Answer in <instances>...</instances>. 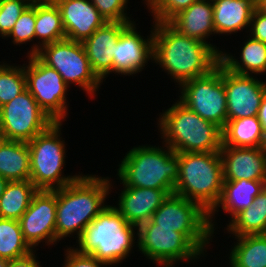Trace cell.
Instances as JSON below:
<instances>
[{
	"label": "cell",
	"mask_w": 266,
	"mask_h": 267,
	"mask_svg": "<svg viewBox=\"0 0 266 267\" xmlns=\"http://www.w3.org/2000/svg\"><path fill=\"white\" fill-rule=\"evenodd\" d=\"M32 251L24 239L19 220L0 218V258L10 261Z\"/></svg>",
	"instance_id": "4dcf8cb0"
},
{
	"label": "cell",
	"mask_w": 266,
	"mask_h": 267,
	"mask_svg": "<svg viewBox=\"0 0 266 267\" xmlns=\"http://www.w3.org/2000/svg\"><path fill=\"white\" fill-rule=\"evenodd\" d=\"M58 6L66 38L83 42L107 21L90 0H53Z\"/></svg>",
	"instance_id": "ac0fdd59"
},
{
	"label": "cell",
	"mask_w": 266,
	"mask_h": 267,
	"mask_svg": "<svg viewBox=\"0 0 266 267\" xmlns=\"http://www.w3.org/2000/svg\"><path fill=\"white\" fill-rule=\"evenodd\" d=\"M53 123L27 89L0 107V129L5 140L29 142Z\"/></svg>",
	"instance_id": "4fadbf2b"
},
{
	"label": "cell",
	"mask_w": 266,
	"mask_h": 267,
	"mask_svg": "<svg viewBox=\"0 0 266 267\" xmlns=\"http://www.w3.org/2000/svg\"><path fill=\"white\" fill-rule=\"evenodd\" d=\"M257 117L259 121L261 122L263 133L266 137V92L262 98Z\"/></svg>",
	"instance_id": "ab89813d"
},
{
	"label": "cell",
	"mask_w": 266,
	"mask_h": 267,
	"mask_svg": "<svg viewBox=\"0 0 266 267\" xmlns=\"http://www.w3.org/2000/svg\"><path fill=\"white\" fill-rule=\"evenodd\" d=\"M231 267H266V234L235 236Z\"/></svg>",
	"instance_id": "f546056e"
},
{
	"label": "cell",
	"mask_w": 266,
	"mask_h": 267,
	"mask_svg": "<svg viewBox=\"0 0 266 267\" xmlns=\"http://www.w3.org/2000/svg\"><path fill=\"white\" fill-rule=\"evenodd\" d=\"M249 30L251 37L266 43V14L257 8L253 12Z\"/></svg>",
	"instance_id": "74e56055"
},
{
	"label": "cell",
	"mask_w": 266,
	"mask_h": 267,
	"mask_svg": "<svg viewBox=\"0 0 266 267\" xmlns=\"http://www.w3.org/2000/svg\"><path fill=\"white\" fill-rule=\"evenodd\" d=\"M148 10L153 15V22H169L182 10L190 7L198 0H145Z\"/></svg>",
	"instance_id": "836d02e7"
},
{
	"label": "cell",
	"mask_w": 266,
	"mask_h": 267,
	"mask_svg": "<svg viewBox=\"0 0 266 267\" xmlns=\"http://www.w3.org/2000/svg\"><path fill=\"white\" fill-rule=\"evenodd\" d=\"M130 23L120 34L113 54V73L134 75L142 71L145 64L153 61V30L147 39Z\"/></svg>",
	"instance_id": "2e32d148"
},
{
	"label": "cell",
	"mask_w": 266,
	"mask_h": 267,
	"mask_svg": "<svg viewBox=\"0 0 266 267\" xmlns=\"http://www.w3.org/2000/svg\"><path fill=\"white\" fill-rule=\"evenodd\" d=\"M0 176L8 181L30 180V151L27 142L0 143Z\"/></svg>",
	"instance_id": "d4e9b609"
},
{
	"label": "cell",
	"mask_w": 266,
	"mask_h": 267,
	"mask_svg": "<svg viewBox=\"0 0 266 267\" xmlns=\"http://www.w3.org/2000/svg\"><path fill=\"white\" fill-rule=\"evenodd\" d=\"M223 187L219 152L179 153V176L174 193L199 204L210 213L220 200Z\"/></svg>",
	"instance_id": "8992f818"
},
{
	"label": "cell",
	"mask_w": 266,
	"mask_h": 267,
	"mask_svg": "<svg viewBox=\"0 0 266 267\" xmlns=\"http://www.w3.org/2000/svg\"><path fill=\"white\" fill-rule=\"evenodd\" d=\"M222 146L262 147L266 139L257 116L227 120Z\"/></svg>",
	"instance_id": "4316f807"
},
{
	"label": "cell",
	"mask_w": 266,
	"mask_h": 267,
	"mask_svg": "<svg viewBox=\"0 0 266 267\" xmlns=\"http://www.w3.org/2000/svg\"><path fill=\"white\" fill-rule=\"evenodd\" d=\"M151 220L157 228L182 233L204 255L212 239L209 213L199 204L175 193L169 194L154 212Z\"/></svg>",
	"instance_id": "ba28073f"
},
{
	"label": "cell",
	"mask_w": 266,
	"mask_h": 267,
	"mask_svg": "<svg viewBox=\"0 0 266 267\" xmlns=\"http://www.w3.org/2000/svg\"><path fill=\"white\" fill-rule=\"evenodd\" d=\"M9 260L0 258V267H8Z\"/></svg>",
	"instance_id": "7bdbcfd3"
},
{
	"label": "cell",
	"mask_w": 266,
	"mask_h": 267,
	"mask_svg": "<svg viewBox=\"0 0 266 267\" xmlns=\"http://www.w3.org/2000/svg\"><path fill=\"white\" fill-rule=\"evenodd\" d=\"M135 230L138 228L128 223L115 206L108 205L85 227L75 249L110 265L122 263L133 244L138 243Z\"/></svg>",
	"instance_id": "5b68a950"
},
{
	"label": "cell",
	"mask_w": 266,
	"mask_h": 267,
	"mask_svg": "<svg viewBox=\"0 0 266 267\" xmlns=\"http://www.w3.org/2000/svg\"><path fill=\"white\" fill-rule=\"evenodd\" d=\"M168 23L180 34L207 43L219 55L223 52L206 42L211 34H215L212 0H198L175 15Z\"/></svg>",
	"instance_id": "44dd1931"
},
{
	"label": "cell",
	"mask_w": 266,
	"mask_h": 267,
	"mask_svg": "<svg viewBox=\"0 0 266 267\" xmlns=\"http://www.w3.org/2000/svg\"><path fill=\"white\" fill-rule=\"evenodd\" d=\"M35 251L36 250L21 258L10 260L8 267H41L39 261L36 260Z\"/></svg>",
	"instance_id": "f35d334b"
},
{
	"label": "cell",
	"mask_w": 266,
	"mask_h": 267,
	"mask_svg": "<svg viewBox=\"0 0 266 267\" xmlns=\"http://www.w3.org/2000/svg\"><path fill=\"white\" fill-rule=\"evenodd\" d=\"M266 186V181H255L240 179L238 181H223L222 194L215 208L209 213V223L214 234L215 225L213 216L222 207L223 211L231 215L232 220L242 210L248 208L254 202V199ZM218 209V210H217ZM213 222V223H212Z\"/></svg>",
	"instance_id": "7402d4cb"
},
{
	"label": "cell",
	"mask_w": 266,
	"mask_h": 267,
	"mask_svg": "<svg viewBox=\"0 0 266 267\" xmlns=\"http://www.w3.org/2000/svg\"><path fill=\"white\" fill-rule=\"evenodd\" d=\"M226 230L234 236L266 234V186L251 206L229 222Z\"/></svg>",
	"instance_id": "83f0119b"
},
{
	"label": "cell",
	"mask_w": 266,
	"mask_h": 267,
	"mask_svg": "<svg viewBox=\"0 0 266 267\" xmlns=\"http://www.w3.org/2000/svg\"><path fill=\"white\" fill-rule=\"evenodd\" d=\"M107 22L132 23L126 9L128 0H90Z\"/></svg>",
	"instance_id": "d590c367"
},
{
	"label": "cell",
	"mask_w": 266,
	"mask_h": 267,
	"mask_svg": "<svg viewBox=\"0 0 266 267\" xmlns=\"http://www.w3.org/2000/svg\"><path fill=\"white\" fill-rule=\"evenodd\" d=\"M223 82L228 120L257 116L266 92V83L253 75L232 72L224 65Z\"/></svg>",
	"instance_id": "9a60e30c"
},
{
	"label": "cell",
	"mask_w": 266,
	"mask_h": 267,
	"mask_svg": "<svg viewBox=\"0 0 266 267\" xmlns=\"http://www.w3.org/2000/svg\"><path fill=\"white\" fill-rule=\"evenodd\" d=\"M130 23L106 22L82 42L86 56L96 76L103 82L113 72V54L122 31Z\"/></svg>",
	"instance_id": "d6986e66"
},
{
	"label": "cell",
	"mask_w": 266,
	"mask_h": 267,
	"mask_svg": "<svg viewBox=\"0 0 266 267\" xmlns=\"http://www.w3.org/2000/svg\"><path fill=\"white\" fill-rule=\"evenodd\" d=\"M164 144L176 153L219 152L222 129L188 109L179 100L158 118Z\"/></svg>",
	"instance_id": "277c9868"
},
{
	"label": "cell",
	"mask_w": 266,
	"mask_h": 267,
	"mask_svg": "<svg viewBox=\"0 0 266 267\" xmlns=\"http://www.w3.org/2000/svg\"><path fill=\"white\" fill-rule=\"evenodd\" d=\"M174 190L124 187L115 208L126 221L137 228L151 220L154 212Z\"/></svg>",
	"instance_id": "ffe728a7"
},
{
	"label": "cell",
	"mask_w": 266,
	"mask_h": 267,
	"mask_svg": "<svg viewBox=\"0 0 266 267\" xmlns=\"http://www.w3.org/2000/svg\"><path fill=\"white\" fill-rule=\"evenodd\" d=\"M37 191L30 180L9 181L0 198V218L19 220Z\"/></svg>",
	"instance_id": "f1b7e54d"
},
{
	"label": "cell",
	"mask_w": 266,
	"mask_h": 267,
	"mask_svg": "<svg viewBox=\"0 0 266 267\" xmlns=\"http://www.w3.org/2000/svg\"><path fill=\"white\" fill-rule=\"evenodd\" d=\"M243 45L240 61L230 53L222 52L220 62L228 70L242 75L266 73V43L250 36Z\"/></svg>",
	"instance_id": "484cf974"
},
{
	"label": "cell",
	"mask_w": 266,
	"mask_h": 267,
	"mask_svg": "<svg viewBox=\"0 0 266 267\" xmlns=\"http://www.w3.org/2000/svg\"><path fill=\"white\" fill-rule=\"evenodd\" d=\"M63 267H106L110 264L100 261L91 254H83L74 247H69L65 252Z\"/></svg>",
	"instance_id": "8d00e7d4"
},
{
	"label": "cell",
	"mask_w": 266,
	"mask_h": 267,
	"mask_svg": "<svg viewBox=\"0 0 266 267\" xmlns=\"http://www.w3.org/2000/svg\"><path fill=\"white\" fill-rule=\"evenodd\" d=\"M36 0L22 12L10 33L5 37H12L13 44L19 45L31 42L35 37Z\"/></svg>",
	"instance_id": "d6a6232c"
},
{
	"label": "cell",
	"mask_w": 266,
	"mask_h": 267,
	"mask_svg": "<svg viewBox=\"0 0 266 267\" xmlns=\"http://www.w3.org/2000/svg\"><path fill=\"white\" fill-rule=\"evenodd\" d=\"M56 190H38L19 219L24 239L32 249L39 243H56Z\"/></svg>",
	"instance_id": "5bb4252c"
},
{
	"label": "cell",
	"mask_w": 266,
	"mask_h": 267,
	"mask_svg": "<svg viewBox=\"0 0 266 267\" xmlns=\"http://www.w3.org/2000/svg\"><path fill=\"white\" fill-rule=\"evenodd\" d=\"M216 34H232L250 27L256 0H212Z\"/></svg>",
	"instance_id": "603a6c76"
},
{
	"label": "cell",
	"mask_w": 266,
	"mask_h": 267,
	"mask_svg": "<svg viewBox=\"0 0 266 267\" xmlns=\"http://www.w3.org/2000/svg\"><path fill=\"white\" fill-rule=\"evenodd\" d=\"M3 140H4V138H3V135H2V131H1V129H0V143H1Z\"/></svg>",
	"instance_id": "ee69618b"
},
{
	"label": "cell",
	"mask_w": 266,
	"mask_h": 267,
	"mask_svg": "<svg viewBox=\"0 0 266 267\" xmlns=\"http://www.w3.org/2000/svg\"><path fill=\"white\" fill-rule=\"evenodd\" d=\"M179 87L178 100L182 104L222 130L225 128L228 115L221 62L209 73L185 81Z\"/></svg>",
	"instance_id": "30bf717a"
},
{
	"label": "cell",
	"mask_w": 266,
	"mask_h": 267,
	"mask_svg": "<svg viewBox=\"0 0 266 267\" xmlns=\"http://www.w3.org/2000/svg\"><path fill=\"white\" fill-rule=\"evenodd\" d=\"M28 58V65H24L27 90L54 122L62 123L68 115L66 92L69 86L57 70L44 64L36 55Z\"/></svg>",
	"instance_id": "7c38bea8"
},
{
	"label": "cell",
	"mask_w": 266,
	"mask_h": 267,
	"mask_svg": "<svg viewBox=\"0 0 266 267\" xmlns=\"http://www.w3.org/2000/svg\"><path fill=\"white\" fill-rule=\"evenodd\" d=\"M61 126V122H54L47 130L27 142L30 151V181L38 190L60 189L80 176L62 174L66 146L65 140L60 137Z\"/></svg>",
	"instance_id": "52a82bcc"
},
{
	"label": "cell",
	"mask_w": 266,
	"mask_h": 267,
	"mask_svg": "<svg viewBox=\"0 0 266 267\" xmlns=\"http://www.w3.org/2000/svg\"><path fill=\"white\" fill-rule=\"evenodd\" d=\"M26 77L23 66L0 64V107L25 91Z\"/></svg>",
	"instance_id": "1f68e13d"
},
{
	"label": "cell",
	"mask_w": 266,
	"mask_h": 267,
	"mask_svg": "<svg viewBox=\"0 0 266 267\" xmlns=\"http://www.w3.org/2000/svg\"><path fill=\"white\" fill-rule=\"evenodd\" d=\"M223 181H266V158L262 147L222 146Z\"/></svg>",
	"instance_id": "e0dca14e"
},
{
	"label": "cell",
	"mask_w": 266,
	"mask_h": 267,
	"mask_svg": "<svg viewBox=\"0 0 266 267\" xmlns=\"http://www.w3.org/2000/svg\"><path fill=\"white\" fill-rule=\"evenodd\" d=\"M35 37L41 39L33 44L27 56L36 55L47 44L66 39L61 13L53 0H36Z\"/></svg>",
	"instance_id": "cb8c5ba5"
},
{
	"label": "cell",
	"mask_w": 266,
	"mask_h": 267,
	"mask_svg": "<svg viewBox=\"0 0 266 267\" xmlns=\"http://www.w3.org/2000/svg\"><path fill=\"white\" fill-rule=\"evenodd\" d=\"M33 0H1L0 1V36L4 39L22 12L32 3Z\"/></svg>",
	"instance_id": "e575fe53"
},
{
	"label": "cell",
	"mask_w": 266,
	"mask_h": 267,
	"mask_svg": "<svg viewBox=\"0 0 266 267\" xmlns=\"http://www.w3.org/2000/svg\"><path fill=\"white\" fill-rule=\"evenodd\" d=\"M256 8L266 14V0H256Z\"/></svg>",
	"instance_id": "60d3db41"
},
{
	"label": "cell",
	"mask_w": 266,
	"mask_h": 267,
	"mask_svg": "<svg viewBox=\"0 0 266 267\" xmlns=\"http://www.w3.org/2000/svg\"><path fill=\"white\" fill-rule=\"evenodd\" d=\"M8 182H9L8 180H6L0 176V198H1Z\"/></svg>",
	"instance_id": "b9f144b4"
},
{
	"label": "cell",
	"mask_w": 266,
	"mask_h": 267,
	"mask_svg": "<svg viewBox=\"0 0 266 267\" xmlns=\"http://www.w3.org/2000/svg\"><path fill=\"white\" fill-rule=\"evenodd\" d=\"M136 235L138 251L164 267H174L181 260L195 262L203 256L182 233L174 229L157 228L152 220L140 225Z\"/></svg>",
	"instance_id": "8fae6325"
},
{
	"label": "cell",
	"mask_w": 266,
	"mask_h": 267,
	"mask_svg": "<svg viewBox=\"0 0 266 267\" xmlns=\"http://www.w3.org/2000/svg\"><path fill=\"white\" fill-rule=\"evenodd\" d=\"M36 56L47 66L57 70L63 81L77 84L91 97L102 81L93 72L82 42L63 39L42 46Z\"/></svg>",
	"instance_id": "9c48e42d"
},
{
	"label": "cell",
	"mask_w": 266,
	"mask_h": 267,
	"mask_svg": "<svg viewBox=\"0 0 266 267\" xmlns=\"http://www.w3.org/2000/svg\"><path fill=\"white\" fill-rule=\"evenodd\" d=\"M109 177L81 175L68 185L56 189V243L73 233L80 237L85 227L106 208L111 192Z\"/></svg>",
	"instance_id": "7a4b0ae2"
},
{
	"label": "cell",
	"mask_w": 266,
	"mask_h": 267,
	"mask_svg": "<svg viewBox=\"0 0 266 267\" xmlns=\"http://www.w3.org/2000/svg\"><path fill=\"white\" fill-rule=\"evenodd\" d=\"M152 26L153 61L179 86L219 64L220 55L207 43L180 34L168 22H153Z\"/></svg>",
	"instance_id": "6da1fadb"
},
{
	"label": "cell",
	"mask_w": 266,
	"mask_h": 267,
	"mask_svg": "<svg viewBox=\"0 0 266 267\" xmlns=\"http://www.w3.org/2000/svg\"><path fill=\"white\" fill-rule=\"evenodd\" d=\"M163 145H139L127 152L117 170L123 187L174 190L179 176V153Z\"/></svg>",
	"instance_id": "3957f363"
}]
</instances>
